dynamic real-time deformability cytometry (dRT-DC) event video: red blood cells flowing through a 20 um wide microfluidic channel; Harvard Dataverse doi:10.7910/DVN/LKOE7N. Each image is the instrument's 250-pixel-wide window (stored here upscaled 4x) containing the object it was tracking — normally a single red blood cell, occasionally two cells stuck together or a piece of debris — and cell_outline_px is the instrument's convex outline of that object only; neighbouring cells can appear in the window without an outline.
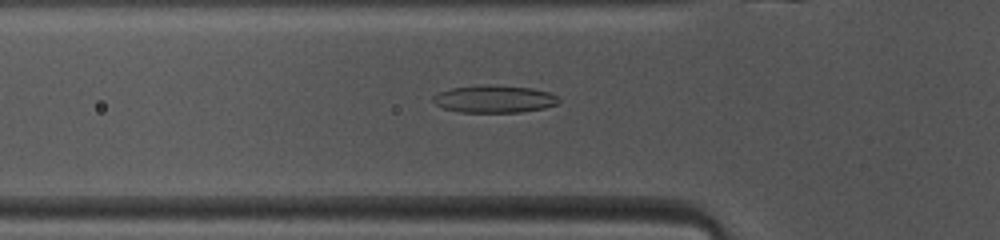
{"species": "common noctule bat (a hibernating species)", "species_latin": "Nyctalus noctula", "temperature_condition": "warm", "stored_images_in_passage": 47, "camera_frame_rate_fps": 3000, "um_per_image_px": 0.085, "animal": {"sex": "female", "body_mass_g": 10.0, "forearm_length_mm": 53.1}, "frame": {"image": 1, "passage_image": 14, "time_ms": 4.333, "image_size_px": [1000, 240], "cell_outline_px": [[560, 100], [556, 104], [544, 108], [520, 112], [460, 112], [444, 108], [436, 104], [432, 100], [432, 96], [440, 92], [452, 88], [484, 84], [488, 84], [532, 88], [552, 92]], "centroid_in_image_um": [42.03, 8.4], "position_along_channel_um": 83.8, "area_um2": 20.11}}
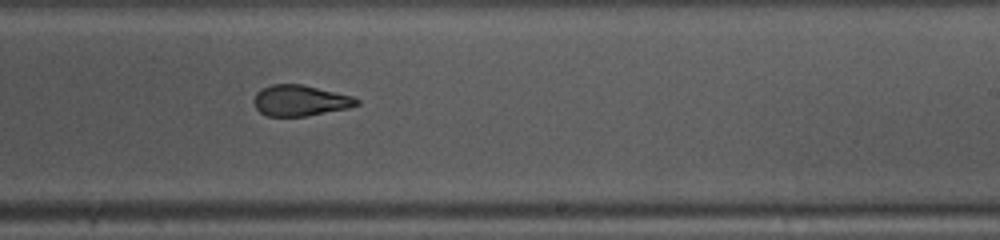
{"frame": {"image": 2, "passage_image": 27, "time_ms": 8.667, "image_size_px": [1000, 240], "cell_outline_px": [[360, 104], [348, 108], [304, 116], [268, 116], [260, 112], [256, 108], [252, 100], [256, 92], [260, 88], [272, 84], [300, 84], [352, 96], [360, 100]], "centroid_in_image_um": [25.47, 8.54], "position_along_channel_um": 263.5, "area_um2": 18.44}}
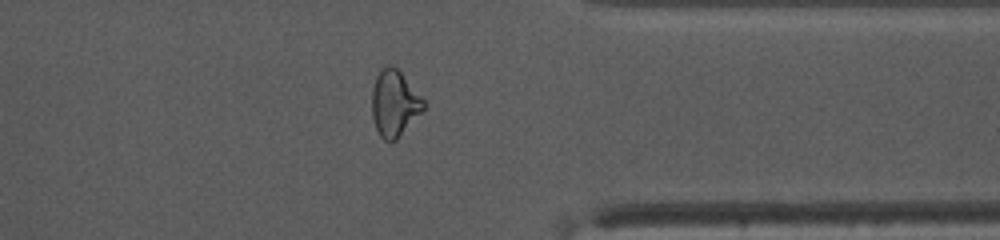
{"frame": {"image": 3, "passage_image": 36, "time_ms": 11.667, "image_size_px": [1000, 240], "cell_outline_px": [[428, 104], [396, 140], [384, 140], [380, 136], [376, 128], [372, 116], [372, 88], [376, 76], [388, 64], [392, 64], [400, 72]], "centroid_in_image_um": [33.52, 8.78], "position_along_channel_um": 377.9, "area_um2": 19.65}, "authors_computed_cell_mechanics": {"area_um2": 19.941, "velocity_mm_per_s": 4.1171, "shape_relaxation_time_tau1_ms": 7.128, "shape_relaxation_time_tau2_ms": 1.5827, "deformation_change_tau1": 0.2388, "deformation_change_tau2": 0.0948}}